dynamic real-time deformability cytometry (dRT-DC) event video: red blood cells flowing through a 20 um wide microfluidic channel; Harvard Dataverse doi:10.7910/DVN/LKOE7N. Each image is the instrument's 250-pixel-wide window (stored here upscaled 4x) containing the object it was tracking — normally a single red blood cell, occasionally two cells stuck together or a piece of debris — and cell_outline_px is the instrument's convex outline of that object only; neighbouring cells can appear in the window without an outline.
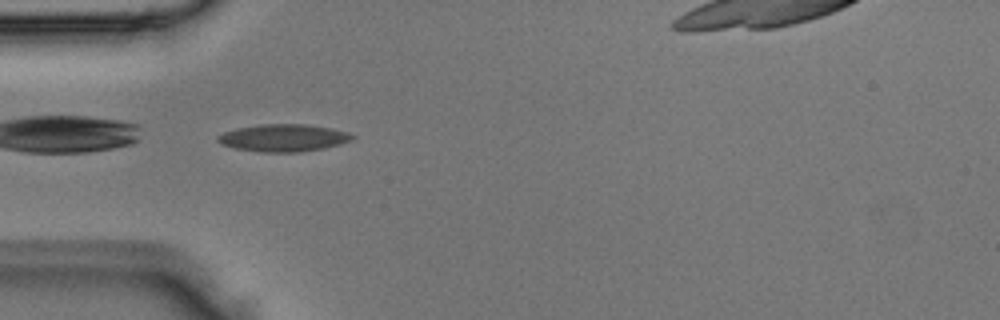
{"species": "Egyptian fruit bat (a non-hibernating species)", "species_latin": "Rousettus aegyptiacus", "temperature_condition": "room temperature", "stored_images_in_passage": 1, "camera_frame_rate_fps": 3000, "um_per_image_px": 0.085, "animal": {"sex": "male"}, "frame": {"image": 1, "passage_image": 1, "time_ms": 0.0, "image_size_px": [1000, 320], "cell_outline_px": [[356, 136], [352, 140], [340, 144], [324, 148], [300, 152], [264, 152], [236, 148], [224, 144], [216, 140], [216, 136], [224, 132], [236, 128], [260, 124], [304, 124], [332, 128], [348, 132]], "centroid_in_image_um": [24.12, 11.71], "position_along_channel_um": 60.9, "area_um2": 21.39}}